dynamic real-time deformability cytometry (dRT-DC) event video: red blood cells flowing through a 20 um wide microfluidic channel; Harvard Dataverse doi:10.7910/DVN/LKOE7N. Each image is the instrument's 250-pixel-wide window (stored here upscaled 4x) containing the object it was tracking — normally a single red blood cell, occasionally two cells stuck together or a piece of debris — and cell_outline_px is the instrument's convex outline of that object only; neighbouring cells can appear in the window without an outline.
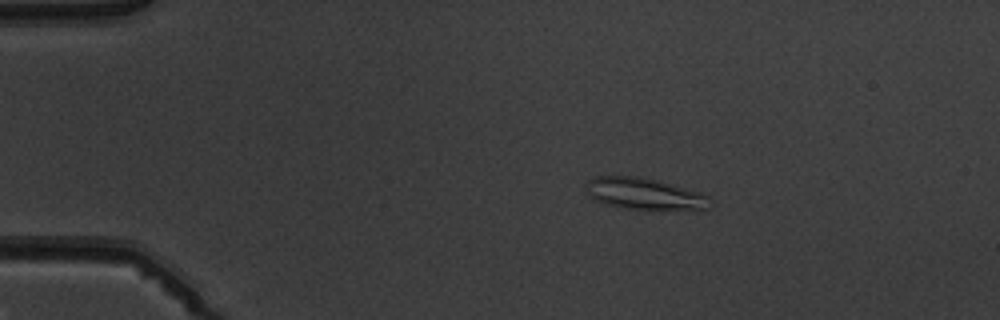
{"species": "common noctule bat (a hibernating species)", "species_latin": "Nyctalus noctula", "temperature_condition": "warm", "stored_images_in_passage": 6, "camera_frame_rate_fps": 3000, "um_per_image_px": 0.085, "animal": {"sex": "male", "body_mass_g": 19.5, "forearm_length_mm": 54.6}, "frame": {"image": 1, "passage_image": 2, "time_ms": 1.0, "image_size_px": [1000, 320], "cell_outline_px": [[708, 208], [628, 208], [604, 204], [592, 200], [584, 184], [592, 176], [640, 176], [656, 180], [700, 192], [708, 196]], "centroid_in_image_um": [54.63, 16.43], "position_along_channel_um": 30.4, "area_um2": 22.2}}
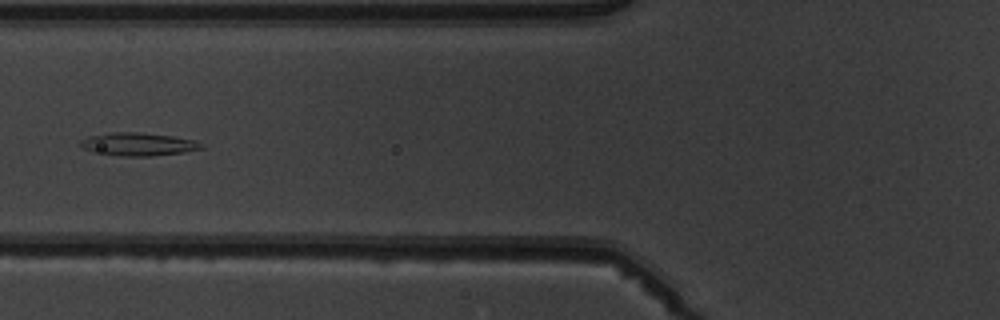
{"frame": {"image": 2, "passage_image": 5, "time_ms": 4.667, "image_size_px": [1000, 320], "cell_outline_px": [[204, 148], [184, 152], [152, 156], [120, 156], [92, 152], [80, 148], [80, 140], [88, 136], [116, 132], [140, 132], [172, 136], [196, 140], [204, 144]], "centroid_in_image_um": [11.74, 12.26], "position_along_channel_um": 114.1, "area_um2": 16.42}}
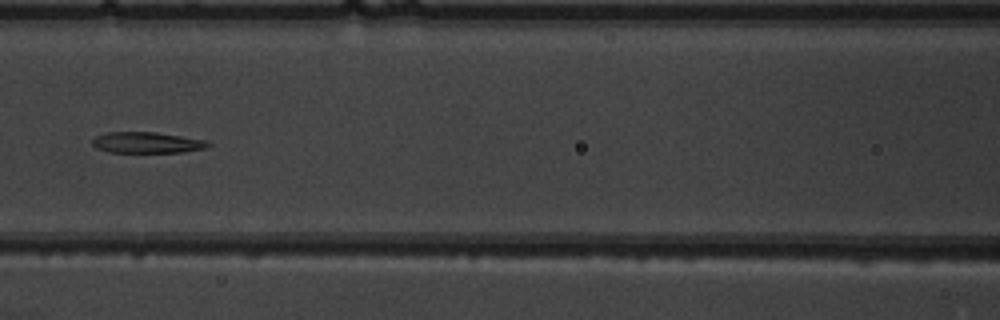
{"frame": {"image": 3, "passage_image": 6, "time_ms": 5.667, "image_size_px": [1000, 320], "cell_outline_px": [[212, 144], [204, 148], [184, 152], [108, 152], [96, 148], [92, 144], [92, 140], [96, 136], [104, 132], [156, 132], [204, 140]], "centroid_in_image_um": [12.44, 12.12], "position_along_channel_um": 154.2, "area_um2": 14.1}}